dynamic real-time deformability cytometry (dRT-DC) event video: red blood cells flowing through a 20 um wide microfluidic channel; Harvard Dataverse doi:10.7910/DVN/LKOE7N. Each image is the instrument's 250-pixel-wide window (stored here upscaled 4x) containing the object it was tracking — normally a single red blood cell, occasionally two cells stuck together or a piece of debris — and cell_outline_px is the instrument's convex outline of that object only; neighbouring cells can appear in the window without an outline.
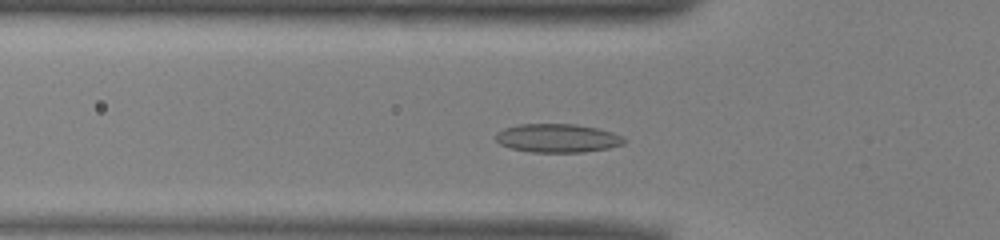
{"species": "common noctule bat (a hibernating species)", "species_latin": "Nyctalus noctula", "temperature_condition": "warm", "stored_images_in_passage": 42, "camera_frame_rate_fps": 3000, "um_per_image_px": 0.085, "animal": {"sex": "male", "body_mass_g": 13.0, "forearm_length_mm": 53.1}, "frame": {"image": 1, "passage_image": 7, "time_ms": 2.0, "image_size_px": [1000, 240], "cell_outline_px": [[628, 140], [624, 144], [608, 148], [584, 152], [528, 152], [512, 148], [500, 144], [496, 140], [496, 132], [504, 128], [520, 124], [576, 124], [596, 128], [612, 132], [624, 136]], "centroid_in_image_um": [47.41, 11.74], "position_along_channel_um": 78.4, "area_um2": 21.5}}
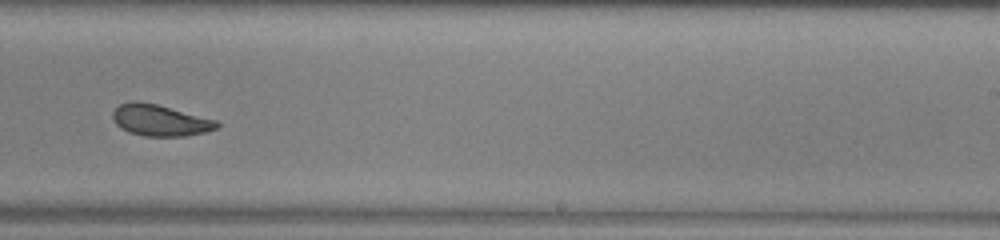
{"frame": {"image": 2, "passage_image": 22, "time_ms": 7.0, "image_size_px": [1000, 240], "cell_outline_px": [[220, 124], [216, 128], [204, 132], [184, 136], [144, 136], [128, 132], [120, 128], [116, 124], [112, 116], [112, 112], [120, 104], [128, 100], [136, 100], [156, 104], [216, 120]], "centroid_in_image_um": [13.55, 10.22], "position_along_channel_um": 275.5, "area_um2": 18.96}}
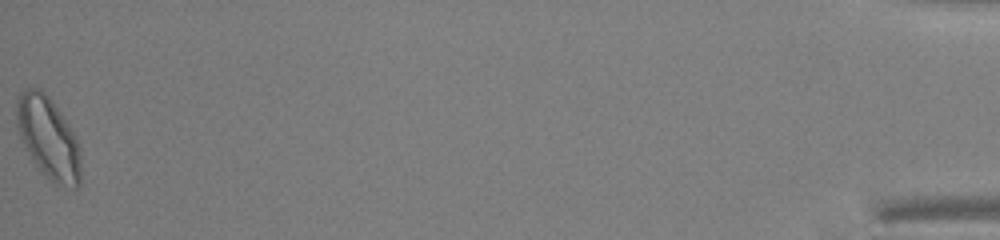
{"frame": {"image": 3, "passage_image": 42, "time_ms": 13.667, "image_size_px": [1000, 240], "cell_outline_px": [[80, 184], [76, 188], [72, 188], [56, 184], [44, 176], [40, 172], [32, 160], [20, 136], [16, 124], [16, 100], [20, 92], [24, 88], [40, 88], [52, 100], [76, 136], [80, 148]], "centroid_in_image_um": [4.1, 11.72], "position_along_channel_um": 431.1, "area_um2": 30.87}, "authors_computed_cell_mechanics": {"area_um2": 20.2878, "velocity_mm_per_s": 3.9383, "shape_relaxation_time_tau1_ms": 5.0415, "shape_relaxation_time_tau2_ms": 2.1394, "deformation_change_tau1": 0.1594, "deformation_change_tau2": 0.0788}}